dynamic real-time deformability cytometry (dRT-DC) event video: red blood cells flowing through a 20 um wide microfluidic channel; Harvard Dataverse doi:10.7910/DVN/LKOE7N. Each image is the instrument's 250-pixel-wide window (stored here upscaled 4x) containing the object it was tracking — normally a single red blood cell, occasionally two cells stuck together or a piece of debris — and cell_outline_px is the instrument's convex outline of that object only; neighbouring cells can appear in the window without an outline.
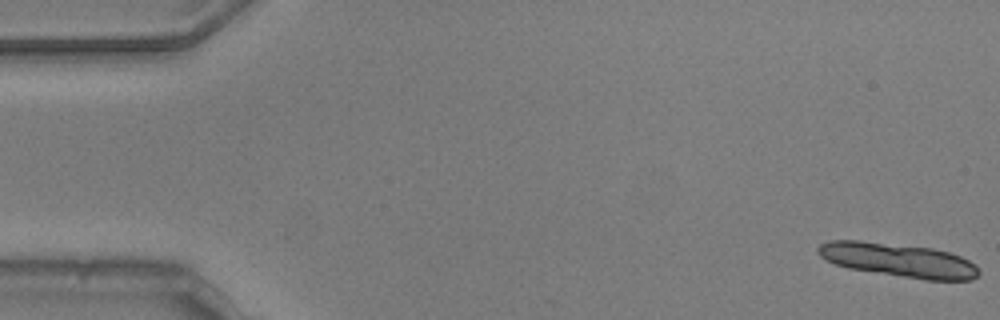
{"species": "common noctule bat (a hibernating species)", "species_latin": "Nyctalus noctula", "temperature_condition": "warm", "stored_images_in_passage": 14, "camera_frame_rate_fps": 3000, "um_per_image_px": 0.085, "animal": {"sex": "male", "body_mass_g": 20.5, "forearm_length_mm": 52.5}, "frame": {"image": 1, "passage_image": 1, "time_ms": 0.0, "image_size_px": [1000, 320], "cell_outline_px": [[980, 272], [972, 280], [924, 280], [848, 268], [836, 264], [820, 256], [816, 252], [816, 248], [820, 244], [828, 240], [860, 240], [932, 248], [948, 252], [960, 256], [976, 264]], "centroid_in_image_um": [76.36, 22.1], "position_along_channel_um": 8.6, "area_um2": 31.73}}